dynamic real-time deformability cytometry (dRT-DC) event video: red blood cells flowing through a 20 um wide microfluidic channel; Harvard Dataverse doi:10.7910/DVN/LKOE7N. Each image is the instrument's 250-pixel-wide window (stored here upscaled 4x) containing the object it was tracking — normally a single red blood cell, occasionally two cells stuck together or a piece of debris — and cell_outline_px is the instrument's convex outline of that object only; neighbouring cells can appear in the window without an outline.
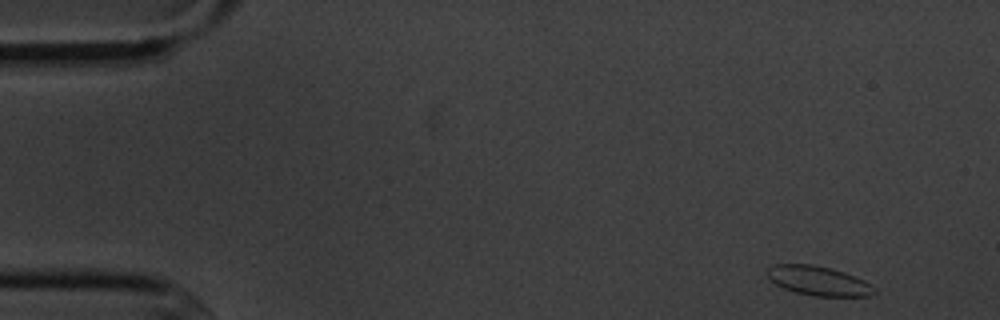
{"species": "common noctule bat (a hibernating species)", "species_latin": "Nyctalus noctula", "temperature_condition": "cold", "stored_images_in_passage": 8, "camera_frame_rate_fps": 3000, "um_per_image_px": 0.085, "animal": {"sex": "male", "body_mass_g": 20.1, "forearm_length_mm": 53.5}, "frame": {"image": 1, "passage_image": 1, "time_ms": 0.0, "image_size_px": [1000, 320], "cell_outline_px": [[876, 292], [872, 296], [812, 296], [796, 292], [784, 288], [776, 284], [764, 272], [772, 264], [812, 264], [844, 272], [864, 280], [876, 288]], "centroid_in_image_um": [69.57, 23.87], "position_along_channel_um": 15.4, "area_um2": 18.32}}
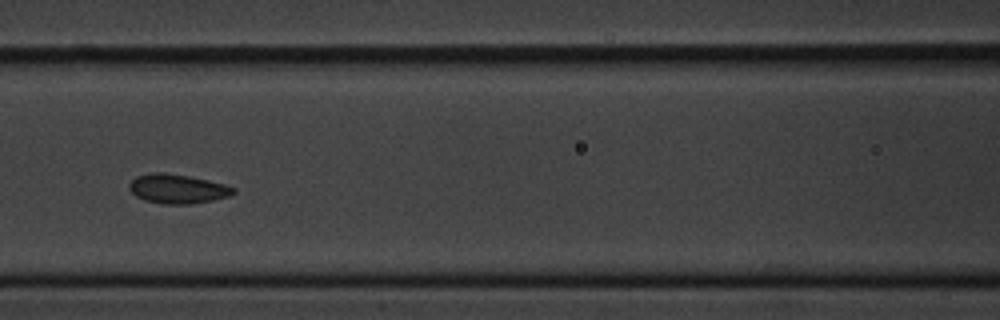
{"frame": {"image": 2, "passage_image": 7, "time_ms": 6.667, "image_size_px": [1000, 320], "cell_outline_px": [[236, 192], [228, 196], [212, 200], [192, 204], [164, 204], [144, 200], [136, 196], [128, 188], [128, 184], [136, 176], [152, 172], [164, 172], [188, 176], [208, 180], [224, 184], [236, 188]], "centroid_in_image_um": [15.07, 16.04], "position_along_channel_um": 151.5, "area_um2": 17.8}}
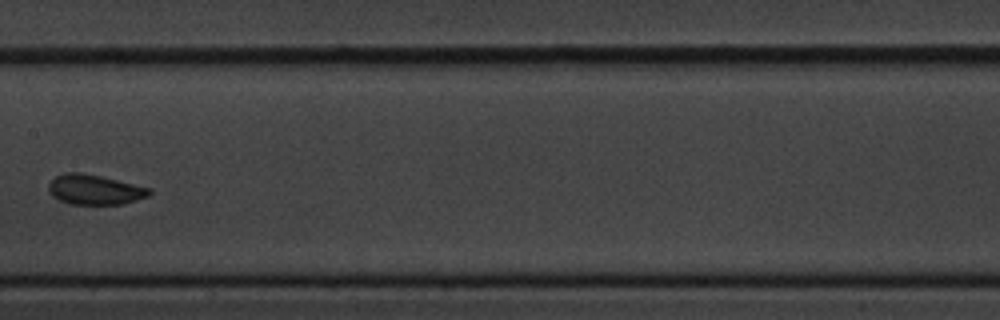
{"frame": {"image": 3, "passage_image": 8, "time_ms": 8.0, "image_size_px": [1000, 320], "cell_outline_px": [[152, 192], [148, 196], [124, 204], [72, 204], [60, 200], [52, 196], [48, 192], [48, 184], [56, 176], [64, 172], [80, 172], [100, 176], [152, 188]], "centroid_in_image_um": [8.05, 16.11], "position_along_channel_um": 199.4, "area_um2": 17.63}}